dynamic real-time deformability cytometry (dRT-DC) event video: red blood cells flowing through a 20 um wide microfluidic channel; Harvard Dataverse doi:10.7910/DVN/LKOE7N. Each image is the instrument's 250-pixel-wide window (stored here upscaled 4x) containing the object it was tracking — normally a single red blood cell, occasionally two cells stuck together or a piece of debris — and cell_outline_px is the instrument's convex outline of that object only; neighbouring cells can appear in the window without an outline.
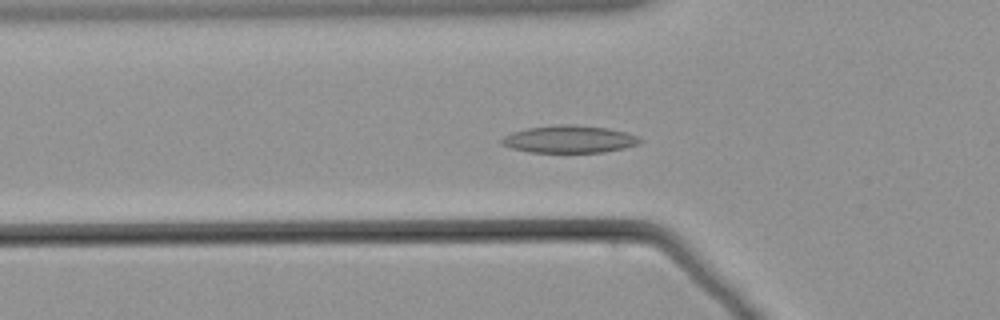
{"species": "common noctule bat (a hibernating species)", "species_latin": "Nyctalus noctula", "temperature_condition": "warm", "stored_images_in_passage": 62, "camera_frame_rate_fps": 3000, "um_per_image_px": 0.085, "animal": {"sex": "male", "body_mass_g": 21.5, "forearm_length_mm": 52.0}, "frame": {"image": 1, "passage_image": 21, "time_ms": 6.667, "image_size_px": [1000, 320], "cell_outline_px": [[644, 140], [640, 144], [624, 148], [604, 152], [528, 152], [512, 148], [500, 144], [500, 140], [504, 136], [512, 132], [528, 128], [560, 124], [568, 124], [608, 128], [624, 132], [636, 136]], "centroid_in_image_um": [48.39, 11.84], "position_along_channel_um": 77.4, "area_um2": 22.02}}
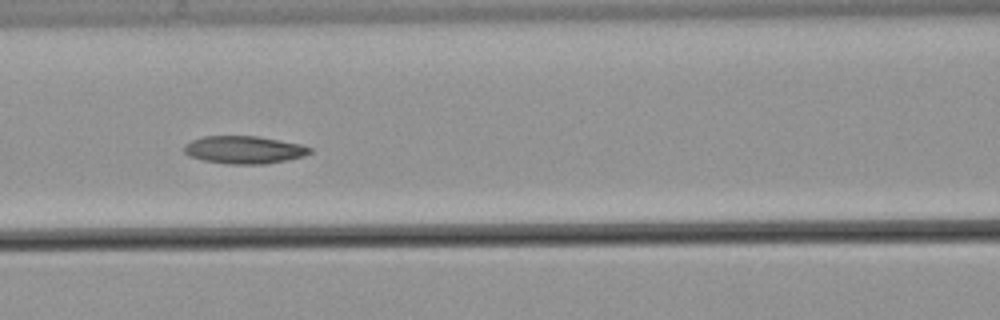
{"frame": {"image": 2, "passage_image": 27, "time_ms": 8.667, "image_size_px": [1000, 320], "cell_outline_px": [[312, 152], [304, 156], [288, 160], [264, 164], [228, 164], [204, 160], [188, 156], [184, 152], [184, 144], [192, 140], [204, 136], [256, 136], [300, 144], [312, 148]], "centroid_in_image_um": [20.74, 12.74], "position_along_channel_um": 145.9, "area_um2": 20.29}}
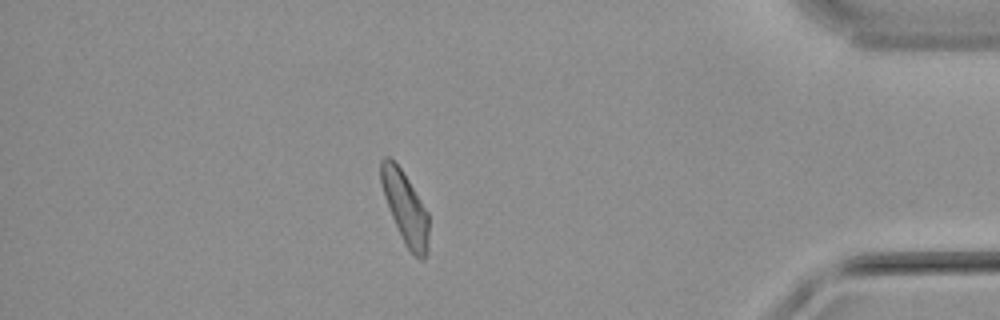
{"frame": {"image": 3, "passage_image": 53, "time_ms": 17.333, "image_size_px": [1000, 320], "cell_outline_px": [[428, 252], [424, 260], [420, 260], [404, 244], [392, 216], [384, 196], [380, 184], [380, 160], [384, 156], [388, 156], [400, 168], [408, 180], [428, 212]], "centroid_in_image_um": [34.43, 17.67], "position_along_channel_um": 400.8, "area_um2": 19.88}}